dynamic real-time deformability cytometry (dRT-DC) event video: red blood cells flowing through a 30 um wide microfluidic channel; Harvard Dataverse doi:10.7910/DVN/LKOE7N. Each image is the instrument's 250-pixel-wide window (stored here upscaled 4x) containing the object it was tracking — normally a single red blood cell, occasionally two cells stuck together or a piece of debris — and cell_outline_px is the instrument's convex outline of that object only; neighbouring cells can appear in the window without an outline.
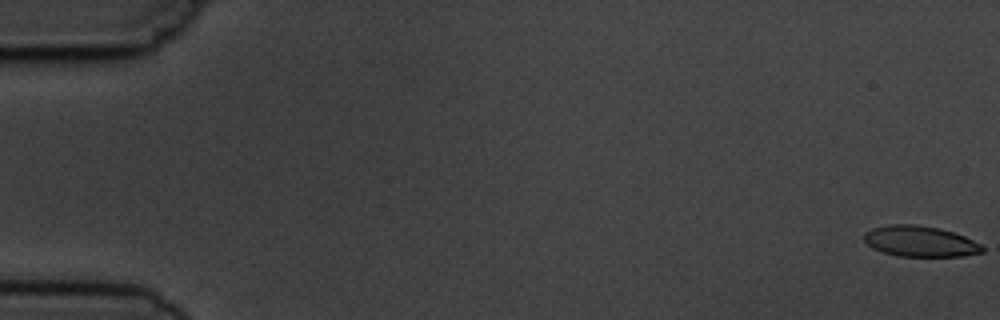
{"species": "common noctule bat (a hibernating species)", "species_latin": "Nyctalus noctula", "temperature_condition": "cold", "stored_images_in_passage": 5, "camera_frame_rate_fps": 3000, "um_per_image_px": 0.085, "animal": {"sex": "male", "body_mass_g": 19.5, "forearm_length_mm": 54.6}, "frame": {"image": 1, "passage_image": 1, "time_ms": 0.0, "image_size_px": [1000, 320], "cell_outline_px": [[984, 252], [964, 256], [900, 256], [884, 252], [872, 248], [864, 240], [864, 232], [872, 228], [888, 224], [916, 224], [940, 228], [964, 236], [980, 244], [984, 248]], "centroid_in_image_um": [78.2, 20.5], "position_along_channel_um": 6.8, "area_um2": 21.21}}